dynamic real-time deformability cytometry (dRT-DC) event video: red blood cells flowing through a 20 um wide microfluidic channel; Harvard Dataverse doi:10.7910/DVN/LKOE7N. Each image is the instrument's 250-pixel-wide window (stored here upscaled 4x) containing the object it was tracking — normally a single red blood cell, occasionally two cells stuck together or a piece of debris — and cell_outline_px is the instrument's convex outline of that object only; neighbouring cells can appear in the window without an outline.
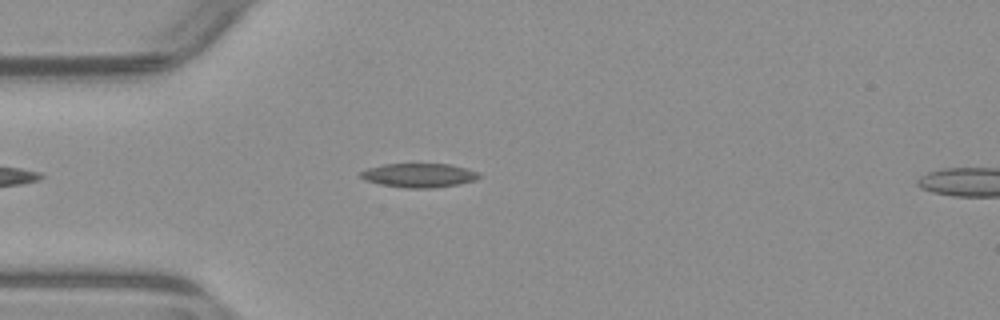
{"species": "common noctule bat (a hibernating species)", "species_latin": "Nyctalus noctula", "temperature_condition": "warm", "stored_images_in_passage": 45, "camera_frame_rate_fps": 3000, "um_per_image_px": 0.085, "animal": {"sex": "male", "body_mass_g": 23.1, "forearm_length_mm": 52.7}, "frame": {"image": 1, "passage_image": 7, "time_ms": 2.0, "image_size_px": [1000, 320], "cell_outline_px": [[480, 176], [476, 180], [460, 184], [432, 188], [404, 188], [380, 184], [364, 180], [360, 176], [360, 172], [368, 168], [384, 164], [452, 164], [468, 168], [480, 172]], "centroid_in_image_um": [35.65, 14.9], "position_along_channel_um": 49.3, "area_um2": 16.76}}
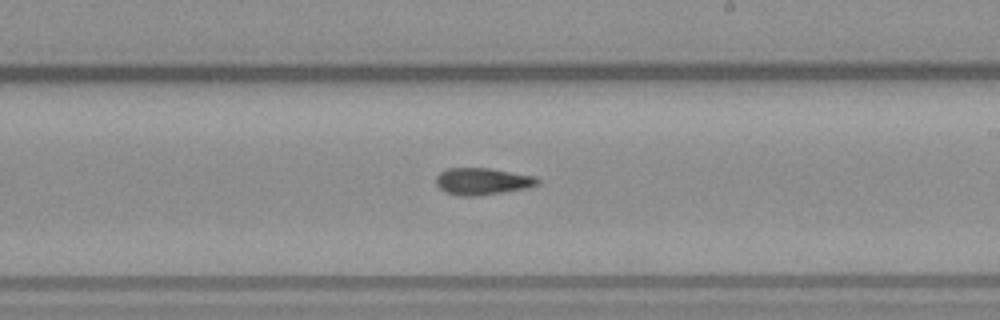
{"frame": {"image": 2, "passage_image": 23, "time_ms": 7.333, "image_size_px": [1000, 320], "cell_outline_px": [[540, 184], [528, 188], [504, 192], [476, 196], [460, 196], [444, 192], [436, 184], [436, 176], [440, 172], [448, 168], [488, 168], [536, 176], [540, 180]], "centroid_in_image_um": [41.02, 15.42], "position_along_channel_um": 248.0, "area_um2": 16.07}}
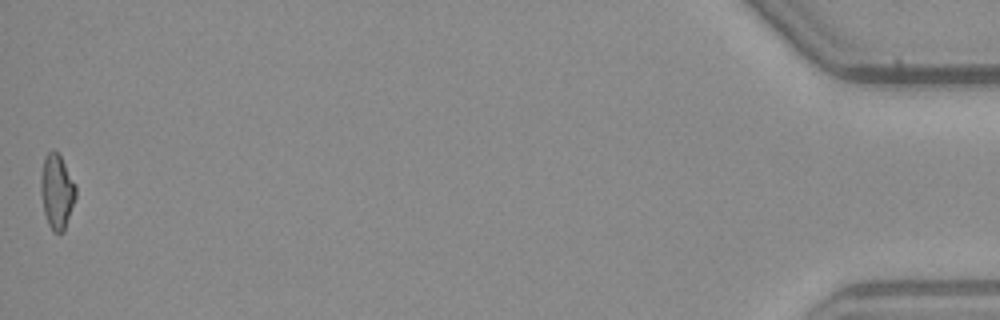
{"frame": {"image": 3, "passage_image": 45, "time_ms": 14.667, "image_size_px": [1000, 320], "cell_outline_px": [[76, 196], [64, 232], [52, 232], [48, 224], [44, 212], [40, 192], [40, 176], [44, 156], [52, 148], [60, 156], [76, 184]], "centroid_in_image_um": [4.82, 16.27], "position_along_channel_um": 430.4, "area_um2": 15.37}, "authors_computed_cell_mechanics": {"area_um2": 15.8372, "velocity_mm_per_s": 3.9207, "shape_relaxation_time_tau1_ms": null, "shape_relaxation_time_tau2_ms": 7.8718, "deformation_change_tau1": null, "deformation_change_tau2": 0.1894}}